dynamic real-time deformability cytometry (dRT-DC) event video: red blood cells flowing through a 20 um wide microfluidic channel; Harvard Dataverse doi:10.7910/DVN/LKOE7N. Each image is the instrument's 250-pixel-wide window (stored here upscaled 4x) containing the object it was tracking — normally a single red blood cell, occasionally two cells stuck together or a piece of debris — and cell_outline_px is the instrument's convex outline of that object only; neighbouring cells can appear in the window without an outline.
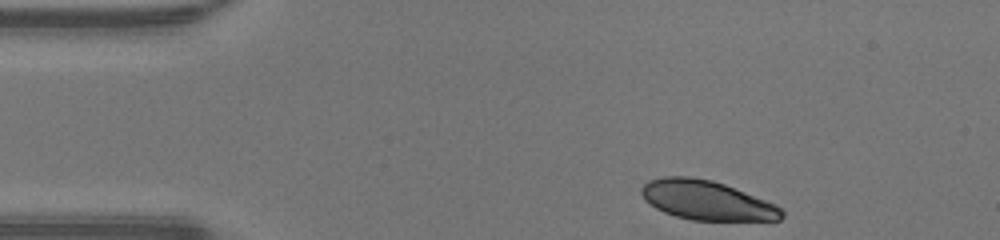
{"species": "human", "species_latin": "Homo sapiens", "temperature_condition": "warm", "stored_images_in_passage": 37, "camera_frame_rate_fps": 3000, "um_per_image_px": 0.085, "donor": {"sex": "male"}, "frame": {"image": 1, "passage_image": 1, "time_ms": 0.0, "image_size_px": [1000, 240], "cell_outline_px": [[784, 216], [780, 220], [692, 220], [676, 216], [664, 212], [648, 204], [644, 200], [640, 192], [640, 188], [648, 180], [664, 176], [688, 176], [712, 180], [724, 184], [776, 204], [784, 212]], "centroid_in_image_um": [60.03, 17.02], "position_along_channel_um": 25.0, "area_um2": 32.19}}
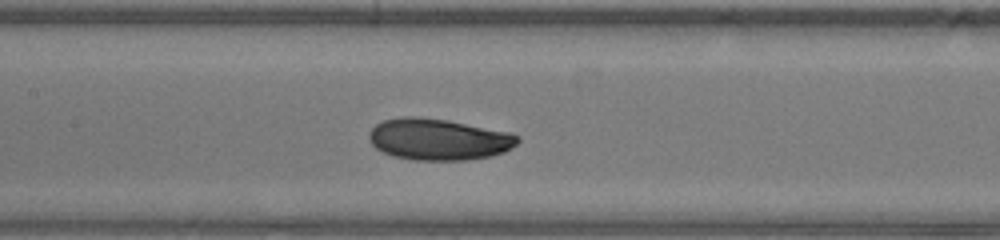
{"frame": {"image": 2, "passage_image": 16, "time_ms": 5.0, "image_size_px": [1000, 240], "cell_outline_px": [[520, 140], [516, 144], [504, 152], [492, 156], [464, 160], [412, 160], [392, 156], [376, 148], [368, 140], [368, 132], [376, 124], [384, 120], [404, 116], [416, 116], [448, 120], [508, 132], [516, 136]], "centroid_in_image_um": [37.23, 11.84], "position_along_channel_um": 170.2, "area_um2": 35.89}}
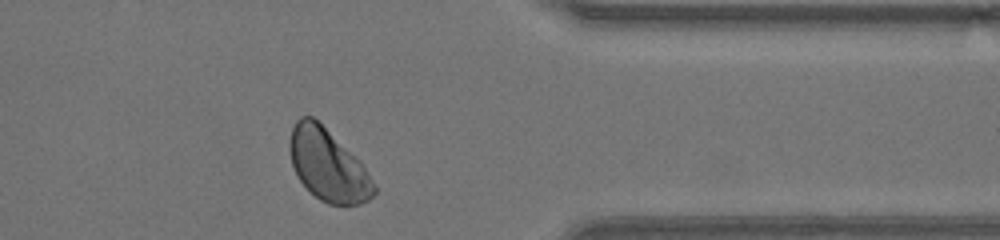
{"frame": {"image": 3, "passage_image": 32, "time_ms": 10.333, "image_size_px": [1000, 240], "cell_outline_px": [[376, 192], [368, 200], [360, 204], [328, 204], [320, 200], [300, 180], [292, 164], [288, 148], [288, 140], [292, 128], [296, 120], [300, 116], [312, 116], [360, 160], [368, 172], [376, 188]], "centroid_in_image_um": [27.86, 14.02], "position_along_channel_um": 383.5, "area_um2": 34.97}, "authors_computed_cell_mechanics": {"area_um2": 34.969, "velocity_mm_per_s": 4.3009, "shape_relaxation_time_tau1_ms": 3.4694, "shape_relaxation_time_tau2_ms": null, "deformation_change_tau1": 0.1013, "deformation_change_tau2": null}}